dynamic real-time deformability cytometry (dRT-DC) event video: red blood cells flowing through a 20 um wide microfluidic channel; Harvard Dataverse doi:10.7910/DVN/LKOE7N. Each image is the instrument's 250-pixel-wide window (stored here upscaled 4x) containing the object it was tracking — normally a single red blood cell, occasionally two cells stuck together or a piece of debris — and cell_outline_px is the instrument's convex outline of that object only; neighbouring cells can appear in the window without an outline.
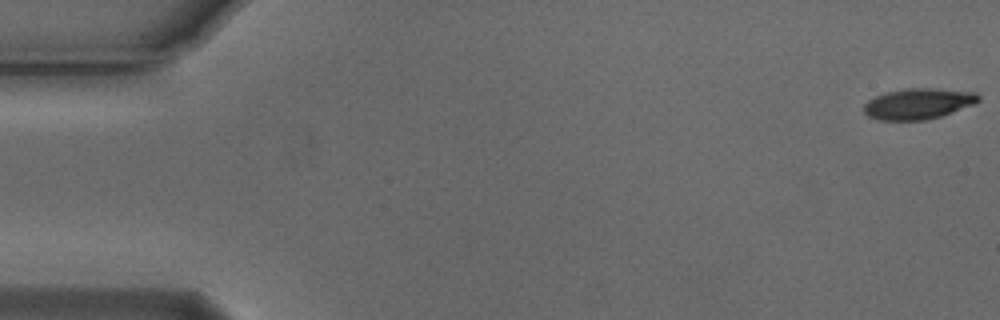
{"species": "Egyptian fruit bat (a non-hibernating species)", "species_latin": "Rousettus aegyptiacus", "temperature_condition": "cold", "stored_images_in_passage": 55, "camera_frame_rate_fps": 3000, "um_per_image_px": 0.085, "animal": {"sex": "male"}, "frame": {"image": 1, "passage_image": 1, "time_ms": 0.0, "image_size_px": [1000, 320], "cell_outline_px": [[980, 100], [972, 104], [940, 116], [928, 120], [880, 120], [868, 116], [864, 112], [864, 104], [868, 100], [876, 96], [888, 92], [908, 88], [932, 88], [976, 92], [980, 96]], "centroid_in_image_um": [78.03, 8.81], "position_along_channel_um": 7.0, "area_um2": 20.35}}
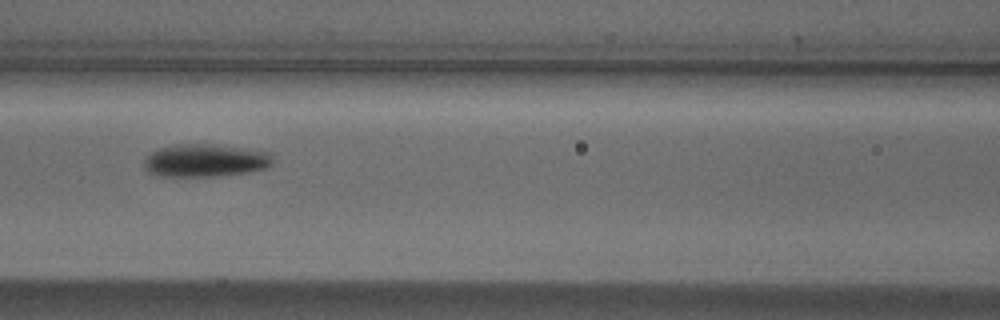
{"frame": {"image": 2, "passage_image": 24, "time_ms": 7.667, "image_size_px": [1000, 320], "cell_outline_px": [[272, 164], [264, 168], [244, 172], [216, 176], [164, 176], [148, 172], [144, 164], [144, 160], [152, 152], [160, 148], [176, 144], [216, 144], [272, 152]], "centroid_in_image_um": [17.46, 13.62], "position_along_channel_um": 149.1, "area_um2": 24.39}}
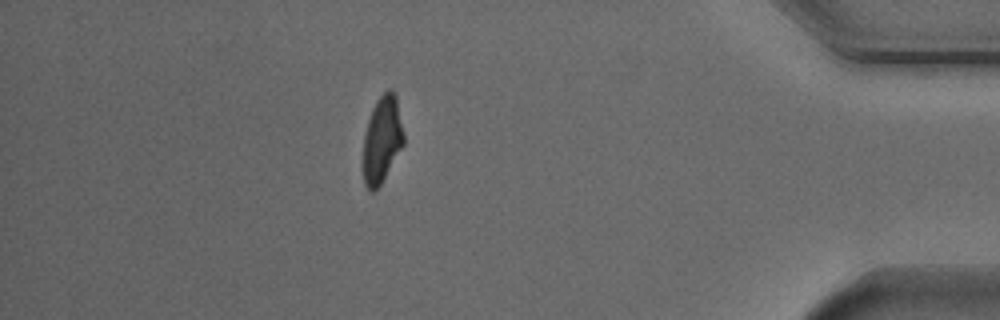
{"frame": {"image": 3, "passage_image": 48, "time_ms": 15.667, "image_size_px": [1000, 320], "cell_outline_px": [[404, 144], [380, 184], [372, 192], [364, 184], [364, 136], [368, 120], [372, 108], [376, 100], [388, 88], [392, 88], [396, 92], [404, 132]], "centroid_in_image_um": [32.5, 11.77], "position_along_channel_um": 402.7, "area_um2": 20.4}, "authors_computed_cell_mechanics": {"area_um2": 22.0796, "velocity_mm_per_s": 3.7553, "shape_relaxation_time_tau1_ms": 2.3718, "shape_relaxation_time_tau2_ms": 6.7526, "deformation_change_tau1": 0.174, "deformation_change_tau2": 0.1261}}